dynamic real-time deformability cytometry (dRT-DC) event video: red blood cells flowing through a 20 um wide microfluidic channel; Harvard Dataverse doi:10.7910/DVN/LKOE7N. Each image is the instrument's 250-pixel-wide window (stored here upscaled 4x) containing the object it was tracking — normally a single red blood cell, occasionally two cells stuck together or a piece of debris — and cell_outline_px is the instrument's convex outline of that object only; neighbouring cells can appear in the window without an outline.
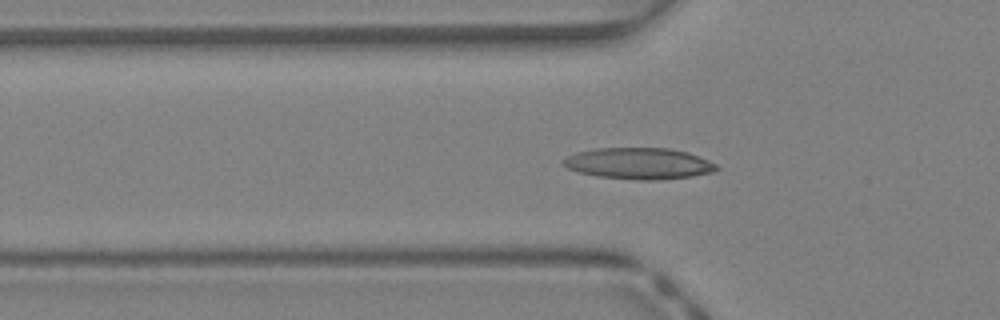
{"species": "Egyptian fruit bat (a non-hibernating species)", "species_latin": "Rousettus aegyptiacus", "temperature_condition": "warm", "stored_images_in_passage": 44, "segment_of_instrument_passage": [1, 2], "camera_frame_rate_fps": 3000, "um_per_image_px": 0.085, "animal": {"sex": "female"}, "frame": {"image": 1, "passage_image": 15, "time_ms": 4.667, "image_size_px": [1000, 320], "cell_outline_px": [[720, 168], [712, 172], [692, 176], [656, 180], [636, 180], [596, 176], [576, 172], [560, 164], [568, 156], [576, 152], [596, 148], [668, 148], [688, 152], [708, 160], [716, 164]], "centroid_in_image_um": [54.28, 13.9], "position_along_channel_um": 71.5, "area_um2": 28.09}}
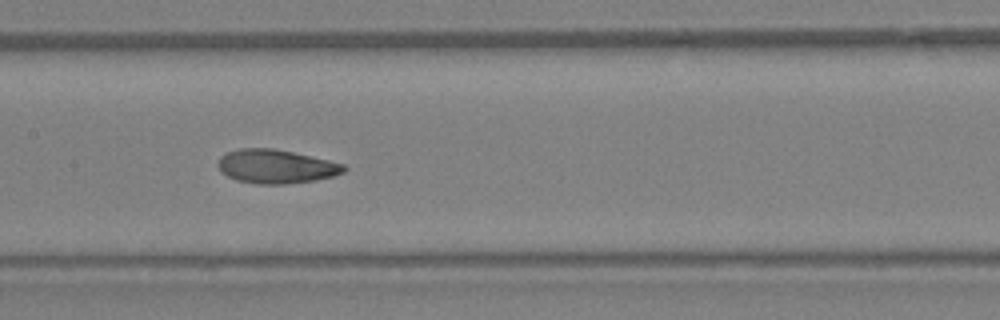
{"frame": {"image": 2, "passage_image": 22, "time_ms": 7.0, "image_size_px": [1000, 320], "cell_outline_px": [[348, 168], [344, 172], [332, 176], [316, 180], [284, 184], [256, 184], [236, 180], [220, 172], [216, 164], [220, 156], [224, 152], [240, 148], [272, 148], [292, 152], [328, 160], [344, 164]], "centroid_in_image_um": [23.41, 14.15], "position_along_channel_um": 184.0, "area_um2": 24.97}}
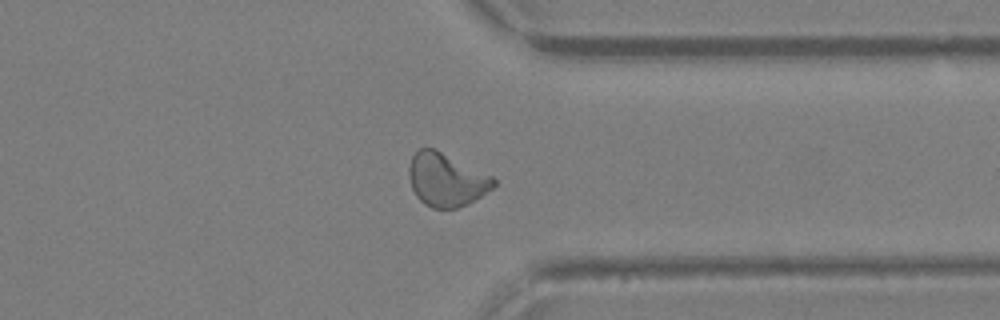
{"frame": {"image": 3, "passage_image": 34, "time_ms": 11.0, "image_size_px": [1000, 320], "cell_outline_px": [[496, 184], [492, 188], [468, 204], [456, 208], [432, 208], [424, 204], [416, 196], [412, 188], [408, 176], [408, 168], [412, 156], [420, 148], [432, 148], [492, 176], [496, 180]], "centroid_in_image_um": [37.9, 15.3], "position_along_channel_um": 373.5, "area_um2": 25.89}}